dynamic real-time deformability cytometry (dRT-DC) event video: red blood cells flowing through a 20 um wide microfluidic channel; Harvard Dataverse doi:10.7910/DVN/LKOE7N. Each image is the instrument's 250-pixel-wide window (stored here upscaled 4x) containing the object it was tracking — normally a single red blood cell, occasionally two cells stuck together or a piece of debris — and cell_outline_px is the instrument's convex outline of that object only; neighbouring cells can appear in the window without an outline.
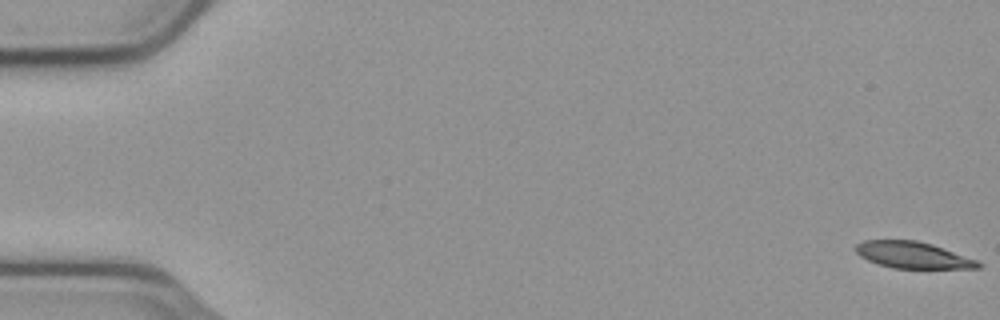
{"species": "common noctule bat (a hibernating species)", "species_latin": "Nyctalus noctula", "temperature_condition": "cold", "stored_images_in_passage": 56, "camera_frame_rate_fps": 3000, "um_per_image_px": 0.085, "animal": {"sex": "male", "body_mass_g": 23.1, "forearm_length_mm": 52.7}, "frame": {"image": 1, "passage_image": 1, "time_ms": 0.0, "image_size_px": [1000, 320], "cell_outline_px": [[984, 264], [980, 268], [892, 268], [868, 260], [860, 256], [856, 252], [856, 244], [864, 240], [916, 240], [932, 244], [976, 260]], "centroid_in_image_um": [77.59, 21.68], "position_along_channel_um": 7.4, "area_um2": 18.73}}
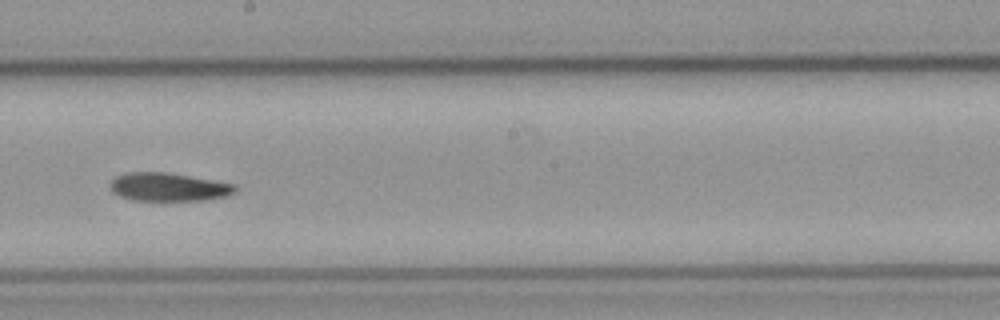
{"frame": {"image": 2, "passage_image": 32, "time_ms": 10.333, "image_size_px": [1000, 320], "cell_outline_px": [[240, 188], [236, 192], [228, 196], [204, 200], [132, 200], [120, 196], [112, 192], [108, 188], [108, 184], [116, 176], [128, 172], [164, 172], [236, 184]], "centroid_in_image_um": [14.33, 15.9], "position_along_channel_um": 233.9, "area_um2": 20.75}}
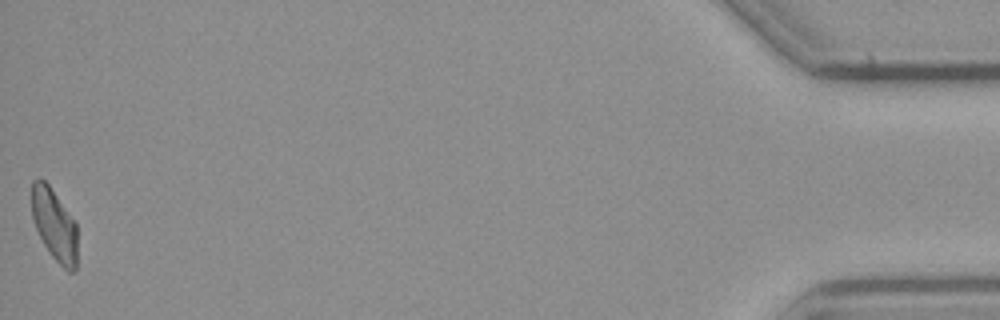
{"frame": {"image": 3, "passage_image": 56, "time_ms": 18.333, "image_size_px": [1000, 320], "cell_outline_px": [[76, 272], [68, 272], [48, 252], [32, 220], [32, 180], [40, 176], [48, 184], [76, 224]], "centroid_in_image_um": [4.6, 19.11], "position_along_channel_um": 430.6, "area_um2": 18.9}, "authors_computed_cell_mechanics": {"area_um2": 20.808, "velocity_mm_per_s": 3.7187, "shape_relaxation_time_tau1_ms": 7.3728, "shape_relaxation_time_tau2_ms": null, "deformation_change_tau1": 0.1644, "deformation_change_tau2": null}}